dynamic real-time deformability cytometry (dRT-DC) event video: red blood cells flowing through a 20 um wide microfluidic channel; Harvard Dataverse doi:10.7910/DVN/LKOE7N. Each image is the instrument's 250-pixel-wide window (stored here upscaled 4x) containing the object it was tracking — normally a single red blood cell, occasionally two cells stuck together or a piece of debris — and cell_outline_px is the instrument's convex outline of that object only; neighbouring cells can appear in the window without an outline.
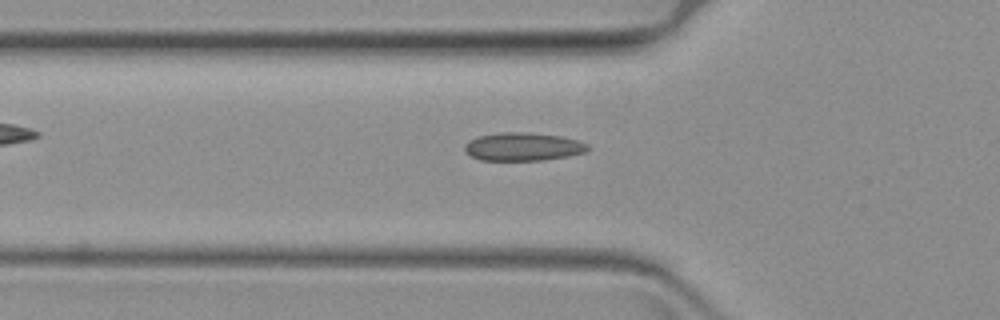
{"species": "common noctule bat (a hibernating species)", "species_latin": "Nyctalus noctula", "temperature_condition": "warm", "stored_images_in_passage": 51, "camera_frame_rate_fps": 3000, "um_per_image_px": 0.085, "animal": {"sex": "female", "body_mass_g": 19.3, "forearm_length_mm": 54.1}, "frame": {"image": 1, "passage_image": 14, "time_ms": 4.333, "image_size_px": [1000, 320], "cell_outline_px": [[588, 148], [584, 152], [568, 156], [544, 160], [480, 160], [464, 152], [464, 144], [468, 140], [476, 136], [504, 132], [528, 132], [560, 136], [576, 140], [588, 144]], "centroid_in_image_um": [44.39, 12.46], "position_along_channel_um": 81.4, "area_um2": 20.23}}
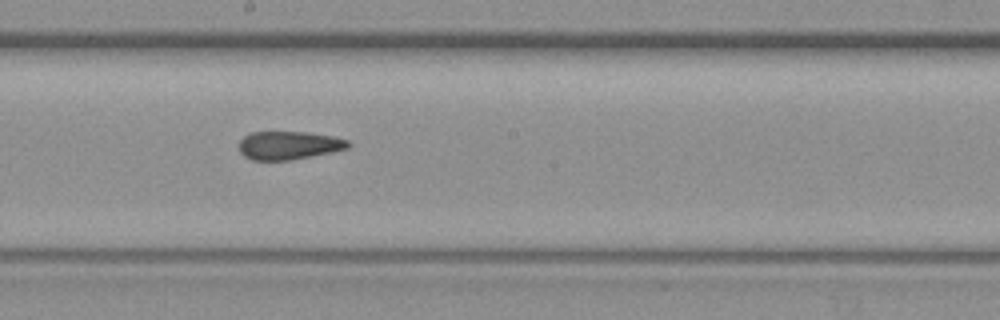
{"frame": {"image": 2, "passage_image": 27, "time_ms": 8.667, "image_size_px": [1000, 320], "cell_outline_px": [[352, 144], [348, 148], [332, 152], [312, 156], [288, 160], [252, 160], [244, 156], [240, 152], [240, 140], [244, 136], [252, 132], [304, 132], [332, 136], [348, 140]], "centroid_in_image_um": [24.56, 12.35], "position_along_channel_um": 223.6, "area_um2": 17.92}}
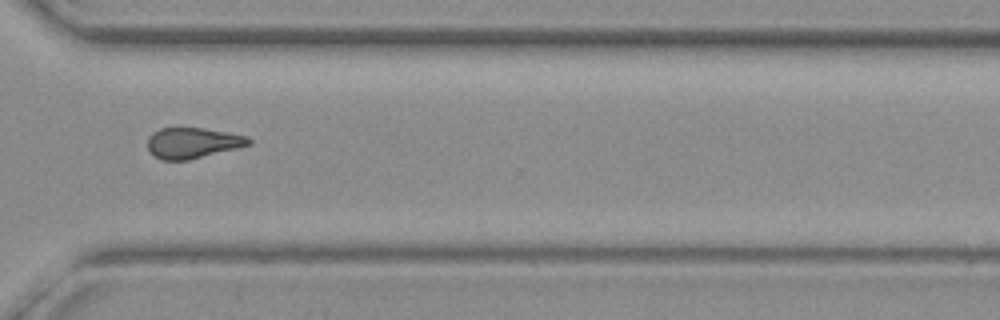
{"frame": {"image": 3, "passage_image": 39, "time_ms": 12.667, "image_size_px": [1000, 320], "cell_outline_px": [[252, 144], [188, 160], [160, 160], [152, 156], [148, 152], [148, 136], [152, 132], [160, 128], [204, 128], [248, 136], [252, 140]], "centroid_in_image_um": [16.34, 12.15], "position_along_channel_um": 354.3, "area_um2": 18.21}}